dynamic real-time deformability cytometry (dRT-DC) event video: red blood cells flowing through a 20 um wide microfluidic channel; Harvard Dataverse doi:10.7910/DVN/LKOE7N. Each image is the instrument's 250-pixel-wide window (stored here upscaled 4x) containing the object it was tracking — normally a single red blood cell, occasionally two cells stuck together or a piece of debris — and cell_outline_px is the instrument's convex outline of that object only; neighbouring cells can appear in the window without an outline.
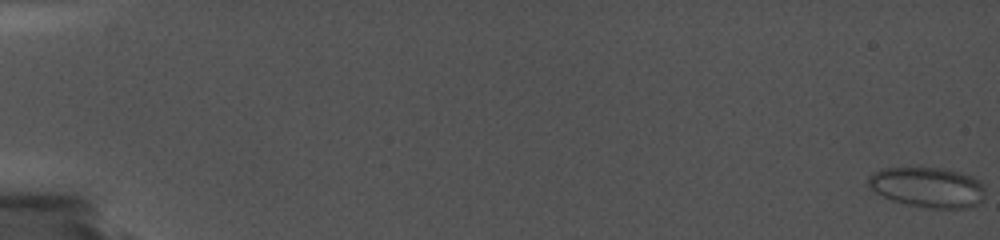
{"species": "common noctule bat (a hibernating species)", "species_latin": "Nyctalus noctula", "temperature_condition": "cold", "stored_images_in_passage": 16, "camera_frame_rate_fps": 5000, "um_per_image_px": 0.085, "animal": {"sex": "female", "body_mass_g": 19.0, "forearm_length_mm": 56.7}, "frame": {"image": 1, "passage_image": 1, "time_ms": 0.0, "image_size_px": [1000, 240], "cell_outline_px": [[984, 200], [968, 208], [928, 208], [904, 204], [892, 200], [876, 192], [868, 184], [868, 176], [872, 172], [880, 168], [940, 168], [960, 172], [972, 176], [980, 180], [984, 184]], "centroid_in_image_um": [78.87, 15.92], "position_along_channel_um": 6.1, "area_um2": 27.57}}
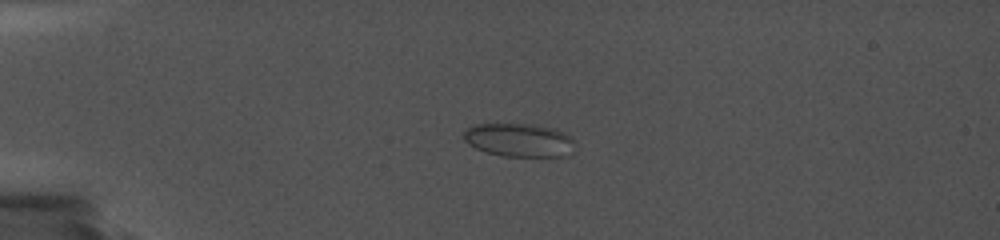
{"frame": {"image": 2, "passage_image": 10, "time_ms": 5.8, "image_size_px": [1000, 240], "cell_outline_px": [[572, 140], [560, 156], [504, 156], [488, 152], [476, 148], [468, 144], [464, 140], [464, 132], [468, 128], [476, 124], [532, 124], [556, 128], [572, 136]], "centroid_in_image_um": [44.02, 11.87], "position_along_channel_um": 41.0, "area_um2": 20.98}}
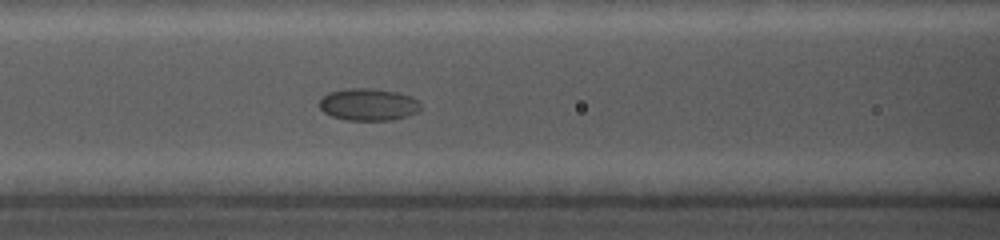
{"frame": {"image": 3, "passage_image": 16, "time_ms": 10.0, "image_size_px": [1000, 240], "cell_outline_px": [[420, 108], [416, 112], [392, 120], [344, 120], [332, 116], [324, 112], [320, 108], [320, 100], [328, 92], [344, 88], [372, 88], [396, 92], [412, 96], [420, 100]], "centroid_in_image_um": [31.3, 8.87], "position_along_channel_um": 135.3, "area_um2": 19.02}}